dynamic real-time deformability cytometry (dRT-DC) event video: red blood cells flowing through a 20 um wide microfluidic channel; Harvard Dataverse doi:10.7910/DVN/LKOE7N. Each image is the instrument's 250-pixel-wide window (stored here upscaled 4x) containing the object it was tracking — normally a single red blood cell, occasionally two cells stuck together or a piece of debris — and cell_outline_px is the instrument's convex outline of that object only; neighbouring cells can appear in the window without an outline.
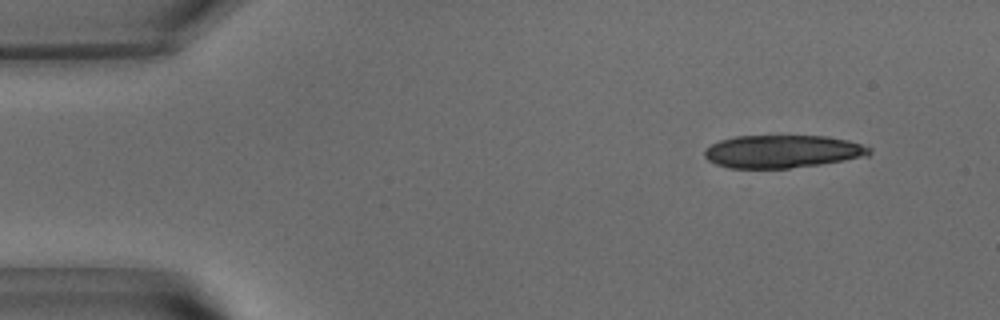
{"species": "common noctule bat (a hibernating species)", "species_latin": "Nyctalus noctula", "temperature_condition": "warm", "stored_images_in_passage": 9, "camera_frame_rate_fps": 3000, "um_per_image_px": 0.085, "animal": {"sex": "male", "body_mass_g": 15.6}, "frame": {"image": 1, "passage_image": 2, "time_ms": 0.333, "image_size_px": [1000, 320], "cell_outline_px": [[872, 152], [868, 156], [820, 164], [788, 168], [728, 168], [716, 164], [708, 160], [704, 156], [704, 148], [720, 140], [736, 136], [828, 136], [848, 140], [872, 148]], "centroid_in_image_um": [66.5, 12.87], "position_along_channel_um": 18.5, "area_um2": 31.56}}